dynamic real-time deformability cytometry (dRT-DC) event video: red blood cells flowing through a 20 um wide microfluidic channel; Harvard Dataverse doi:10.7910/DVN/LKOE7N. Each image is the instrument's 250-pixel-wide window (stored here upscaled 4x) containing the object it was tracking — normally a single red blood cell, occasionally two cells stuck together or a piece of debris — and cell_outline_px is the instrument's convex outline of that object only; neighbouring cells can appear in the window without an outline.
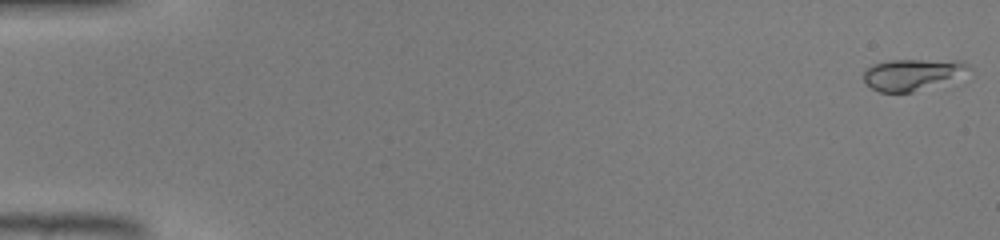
{"species": "common noctule bat (a hibernating species)", "species_latin": "Nyctalus noctula", "temperature_condition": "warm", "stored_images_in_passage": 46, "camera_frame_rate_fps": 3000, "um_per_image_px": 0.085, "animal": {"sex": "male", "body_mass_g": 19.0, "forearm_length_mm": 50.8}, "frame": {"image": 1, "passage_image": 1, "time_ms": 0.0, "image_size_px": [1000, 240], "cell_outline_px": [[972, 68], [912, 92], [880, 92], [864, 84], [864, 68], [872, 64], [888, 60], [956, 60]], "centroid_in_image_um": [77.33, 6.3], "position_along_channel_um": 7.7, "area_um2": 18.26}}
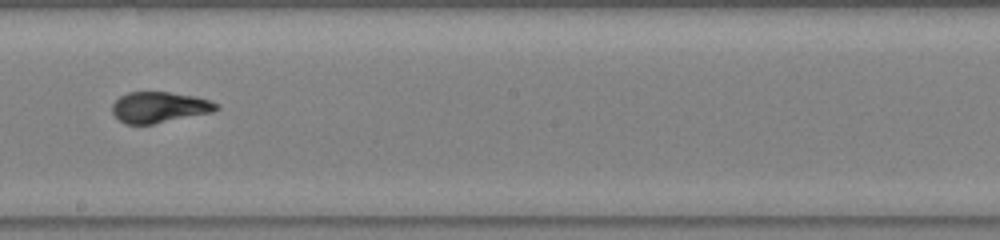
{"frame": {"image": 2, "passage_image": 27, "time_ms": 8.667, "image_size_px": [1000, 240], "cell_outline_px": [[220, 108], [212, 112], [152, 124], [124, 124], [112, 112], [112, 104], [120, 96], [128, 92], [168, 92], [196, 96], [220, 104]], "centroid_in_image_um": [13.55, 9.11], "position_along_channel_um": 234.7, "area_um2": 18.67}}
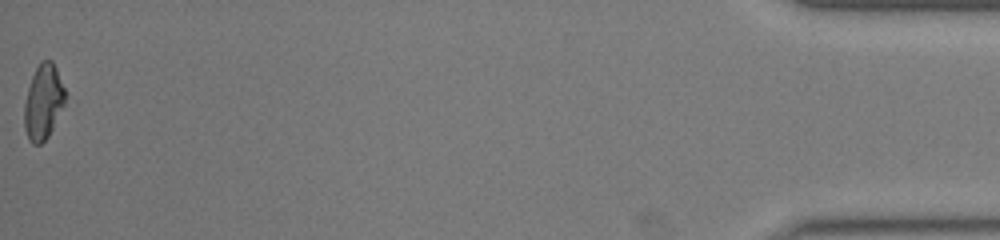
{"frame": {"image": 3, "passage_image": 46, "time_ms": 15.0, "image_size_px": [1000, 240], "cell_outline_px": [[64, 104], [48, 136], [40, 144], [32, 144], [28, 140], [24, 128], [24, 104], [28, 88], [32, 76], [40, 60], [52, 60], [56, 68], [64, 88]], "centroid_in_image_um": [3.65, 8.66], "position_along_channel_um": 431.6, "area_um2": 17.63}}